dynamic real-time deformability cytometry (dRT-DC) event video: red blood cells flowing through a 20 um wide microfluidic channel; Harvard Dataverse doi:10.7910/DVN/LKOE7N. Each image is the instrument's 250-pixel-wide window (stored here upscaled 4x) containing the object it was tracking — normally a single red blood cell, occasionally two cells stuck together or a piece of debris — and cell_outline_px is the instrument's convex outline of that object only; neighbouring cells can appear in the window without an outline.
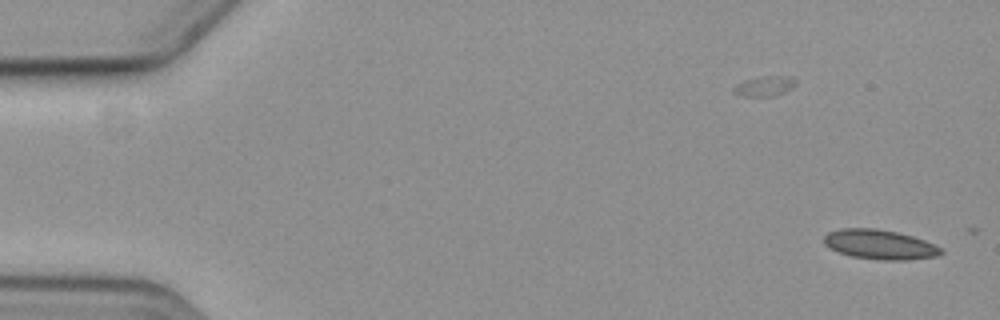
{"species": "common noctule bat (a hibernating species)", "species_latin": "Nyctalus noctula", "temperature_condition": "cold", "stored_images_in_passage": 2, "camera_frame_rate_fps": 3000, "um_per_image_px": 0.085, "animal": {"sex": "female", "body_mass_g": 19.3, "forearm_length_mm": 54.1}, "frame": {"image": 1, "passage_image": 1, "time_ms": 0.0, "image_size_px": [1000, 320], "cell_outline_px": [[944, 252], [940, 256], [908, 260], [880, 260], [852, 256], [828, 248], [824, 244], [824, 236], [828, 232], [840, 228], [876, 228], [896, 232], [912, 236], [924, 240], [944, 248]], "centroid_in_image_um": [74.81, 20.78], "position_along_channel_um": 10.2, "area_um2": 20.4}}